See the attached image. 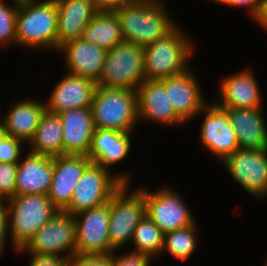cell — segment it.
Returning <instances> with one entry per match:
<instances>
[{
  "label": "cell",
  "mask_w": 267,
  "mask_h": 266,
  "mask_svg": "<svg viewBox=\"0 0 267 266\" xmlns=\"http://www.w3.org/2000/svg\"><path fill=\"white\" fill-rule=\"evenodd\" d=\"M26 151L17 163L15 195H47L52 183L53 158Z\"/></svg>",
  "instance_id": "cell-23"
},
{
  "label": "cell",
  "mask_w": 267,
  "mask_h": 266,
  "mask_svg": "<svg viewBox=\"0 0 267 266\" xmlns=\"http://www.w3.org/2000/svg\"><path fill=\"white\" fill-rule=\"evenodd\" d=\"M176 114L188 124L209 102L203 94L201 83L191 67L184 73L160 80Z\"/></svg>",
  "instance_id": "cell-16"
},
{
  "label": "cell",
  "mask_w": 267,
  "mask_h": 266,
  "mask_svg": "<svg viewBox=\"0 0 267 266\" xmlns=\"http://www.w3.org/2000/svg\"><path fill=\"white\" fill-rule=\"evenodd\" d=\"M9 235V222H8V210L4 201H0V255L6 251V242L10 239ZM3 253V254H2Z\"/></svg>",
  "instance_id": "cell-37"
},
{
  "label": "cell",
  "mask_w": 267,
  "mask_h": 266,
  "mask_svg": "<svg viewBox=\"0 0 267 266\" xmlns=\"http://www.w3.org/2000/svg\"><path fill=\"white\" fill-rule=\"evenodd\" d=\"M167 8L164 0H149L115 9L124 42L145 47L167 35L178 25Z\"/></svg>",
  "instance_id": "cell-2"
},
{
  "label": "cell",
  "mask_w": 267,
  "mask_h": 266,
  "mask_svg": "<svg viewBox=\"0 0 267 266\" xmlns=\"http://www.w3.org/2000/svg\"><path fill=\"white\" fill-rule=\"evenodd\" d=\"M90 164L88 156L85 155L53 157L52 183L47 195L59 211H63L70 204L73 190Z\"/></svg>",
  "instance_id": "cell-17"
},
{
  "label": "cell",
  "mask_w": 267,
  "mask_h": 266,
  "mask_svg": "<svg viewBox=\"0 0 267 266\" xmlns=\"http://www.w3.org/2000/svg\"><path fill=\"white\" fill-rule=\"evenodd\" d=\"M138 122H150L165 127L186 123L176 114L168 92L160 80H144L137 89Z\"/></svg>",
  "instance_id": "cell-15"
},
{
  "label": "cell",
  "mask_w": 267,
  "mask_h": 266,
  "mask_svg": "<svg viewBox=\"0 0 267 266\" xmlns=\"http://www.w3.org/2000/svg\"><path fill=\"white\" fill-rule=\"evenodd\" d=\"M95 129L136 132L137 91L97 86L91 104Z\"/></svg>",
  "instance_id": "cell-5"
},
{
  "label": "cell",
  "mask_w": 267,
  "mask_h": 266,
  "mask_svg": "<svg viewBox=\"0 0 267 266\" xmlns=\"http://www.w3.org/2000/svg\"><path fill=\"white\" fill-rule=\"evenodd\" d=\"M69 266H111L110 255H75Z\"/></svg>",
  "instance_id": "cell-34"
},
{
  "label": "cell",
  "mask_w": 267,
  "mask_h": 266,
  "mask_svg": "<svg viewBox=\"0 0 267 266\" xmlns=\"http://www.w3.org/2000/svg\"><path fill=\"white\" fill-rule=\"evenodd\" d=\"M197 221L187 227L164 234L161 255L168 253L172 258L182 262L188 261L199 248V225ZM164 252V253H163Z\"/></svg>",
  "instance_id": "cell-28"
},
{
  "label": "cell",
  "mask_w": 267,
  "mask_h": 266,
  "mask_svg": "<svg viewBox=\"0 0 267 266\" xmlns=\"http://www.w3.org/2000/svg\"><path fill=\"white\" fill-rule=\"evenodd\" d=\"M26 146L24 141L8 135L0 145V163H18L27 149Z\"/></svg>",
  "instance_id": "cell-33"
},
{
  "label": "cell",
  "mask_w": 267,
  "mask_h": 266,
  "mask_svg": "<svg viewBox=\"0 0 267 266\" xmlns=\"http://www.w3.org/2000/svg\"><path fill=\"white\" fill-rule=\"evenodd\" d=\"M263 0H227L223 6L230 8H246L248 10V17L250 16L253 21L257 19L262 8Z\"/></svg>",
  "instance_id": "cell-35"
},
{
  "label": "cell",
  "mask_w": 267,
  "mask_h": 266,
  "mask_svg": "<svg viewBox=\"0 0 267 266\" xmlns=\"http://www.w3.org/2000/svg\"><path fill=\"white\" fill-rule=\"evenodd\" d=\"M144 80V48L123 41L107 51L97 86L137 91Z\"/></svg>",
  "instance_id": "cell-7"
},
{
  "label": "cell",
  "mask_w": 267,
  "mask_h": 266,
  "mask_svg": "<svg viewBox=\"0 0 267 266\" xmlns=\"http://www.w3.org/2000/svg\"><path fill=\"white\" fill-rule=\"evenodd\" d=\"M97 83L91 79L65 73L51 88L45 101L49 112L60 114L74 108L91 107Z\"/></svg>",
  "instance_id": "cell-18"
},
{
  "label": "cell",
  "mask_w": 267,
  "mask_h": 266,
  "mask_svg": "<svg viewBox=\"0 0 267 266\" xmlns=\"http://www.w3.org/2000/svg\"><path fill=\"white\" fill-rule=\"evenodd\" d=\"M210 1H213L214 3L216 2V4H221L223 5L227 0H210Z\"/></svg>",
  "instance_id": "cell-42"
},
{
  "label": "cell",
  "mask_w": 267,
  "mask_h": 266,
  "mask_svg": "<svg viewBox=\"0 0 267 266\" xmlns=\"http://www.w3.org/2000/svg\"><path fill=\"white\" fill-rule=\"evenodd\" d=\"M216 95L212 101L220 108L252 109L264 107V98L253 68L242 70L220 78Z\"/></svg>",
  "instance_id": "cell-14"
},
{
  "label": "cell",
  "mask_w": 267,
  "mask_h": 266,
  "mask_svg": "<svg viewBox=\"0 0 267 266\" xmlns=\"http://www.w3.org/2000/svg\"><path fill=\"white\" fill-rule=\"evenodd\" d=\"M145 198L146 215L163 232H173L196 222L181 193L163 184L151 192L147 186L137 188Z\"/></svg>",
  "instance_id": "cell-9"
},
{
  "label": "cell",
  "mask_w": 267,
  "mask_h": 266,
  "mask_svg": "<svg viewBox=\"0 0 267 266\" xmlns=\"http://www.w3.org/2000/svg\"><path fill=\"white\" fill-rule=\"evenodd\" d=\"M130 187L124 184L110 199L111 253L131 243L135 228L146 215L144 195L137 188L129 190Z\"/></svg>",
  "instance_id": "cell-8"
},
{
  "label": "cell",
  "mask_w": 267,
  "mask_h": 266,
  "mask_svg": "<svg viewBox=\"0 0 267 266\" xmlns=\"http://www.w3.org/2000/svg\"><path fill=\"white\" fill-rule=\"evenodd\" d=\"M58 53L63 56L67 73L98 82L107 55L105 49L79 38L64 43Z\"/></svg>",
  "instance_id": "cell-19"
},
{
  "label": "cell",
  "mask_w": 267,
  "mask_h": 266,
  "mask_svg": "<svg viewBox=\"0 0 267 266\" xmlns=\"http://www.w3.org/2000/svg\"><path fill=\"white\" fill-rule=\"evenodd\" d=\"M221 164L249 196L267 199V149L239 148Z\"/></svg>",
  "instance_id": "cell-11"
},
{
  "label": "cell",
  "mask_w": 267,
  "mask_h": 266,
  "mask_svg": "<svg viewBox=\"0 0 267 266\" xmlns=\"http://www.w3.org/2000/svg\"><path fill=\"white\" fill-rule=\"evenodd\" d=\"M202 116L204 119L200 124L199 143L210 152L209 155L217 158V162L219 160L222 163L239 149L227 111L211 100L196 115L197 118Z\"/></svg>",
  "instance_id": "cell-12"
},
{
  "label": "cell",
  "mask_w": 267,
  "mask_h": 266,
  "mask_svg": "<svg viewBox=\"0 0 267 266\" xmlns=\"http://www.w3.org/2000/svg\"><path fill=\"white\" fill-rule=\"evenodd\" d=\"M73 216L76 221V255H110V201Z\"/></svg>",
  "instance_id": "cell-13"
},
{
  "label": "cell",
  "mask_w": 267,
  "mask_h": 266,
  "mask_svg": "<svg viewBox=\"0 0 267 266\" xmlns=\"http://www.w3.org/2000/svg\"><path fill=\"white\" fill-rule=\"evenodd\" d=\"M14 1H17V2H22V1H27V0H14Z\"/></svg>",
  "instance_id": "cell-43"
},
{
  "label": "cell",
  "mask_w": 267,
  "mask_h": 266,
  "mask_svg": "<svg viewBox=\"0 0 267 266\" xmlns=\"http://www.w3.org/2000/svg\"><path fill=\"white\" fill-rule=\"evenodd\" d=\"M121 250H116L111 253V266H151L153 257L140 252H134L130 250L124 251L121 254ZM119 253V254H118Z\"/></svg>",
  "instance_id": "cell-32"
},
{
  "label": "cell",
  "mask_w": 267,
  "mask_h": 266,
  "mask_svg": "<svg viewBox=\"0 0 267 266\" xmlns=\"http://www.w3.org/2000/svg\"><path fill=\"white\" fill-rule=\"evenodd\" d=\"M98 11L115 10V0H91Z\"/></svg>",
  "instance_id": "cell-38"
},
{
  "label": "cell",
  "mask_w": 267,
  "mask_h": 266,
  "mask_svg": "<svg viewBox=\"0 0 267 266\" xmlns=\"http://www.w3.org/2000/svg\"><path fill=\"white\" fill-rule=\"evenodd\" d=\"M195 47L192 37L189 38L180 25L143 47L145 80H161L184 73L191 68Z\"/></svg>",
  "instance_id": "cell-1"
},
{
  "label": "cell",
  "mask_w": 267,
  "mask_h": 266,
  "mask_svg": "<svg viewBox=\"0 0 267 266\" xmlns=\"http://www.w3.org/2000/svg\"><path fill=\"white\" fill-rule=\"evenodd\" d=\"M35 255H55L72 259L76 255V221L74 216L58 211L17 252Z\"/></svg>",
  "instance_id": "cell-10"
},
{
  "label": "cell",
  "mask_w": 267,
  "mask_h": 266,
  "mask_svg": "<svg viewBox=\"0 0 267 266\" xmlns=\"http://www.w3.org/2000/svg\"><path fill=\"white\" fill-rule=\"evenodd\" d=\"M58 7L56 0L19 2L16 18V46L57 52Z\"/></svg>",
  "instance_id": "cell-3"
},
{
  "label": "cell",
  "mask_w": 267,
  "mask_h": 266,
  "mask_svg": "<svg viewBox=\"0 0 267 266\" xmlns=\"http://www.w3.org/2000/svg\"><path fill=\"white\" fill-rule=\"evenodd\" d=\"M8 136L7 132L4 130L2 123L0 122V145L2 141Z\"/></svg>",
  "instance_id": "cell-41"
},
{
  "label": "cell",
  "mask_w": 267,
  "mask_h": 266,
  "mask_svg": "<svg viewBox=\"0 0 267 266\" xmlns=\"http://www.w3.org/2000/svg\"><path fill=\"white\" fill-rule=\"evenodd\" d=\"M63 129L60 115L45 110L42 114L39 125L34 136L27 144L30 152L58 157L63 155Z\"/></svg>",
  "instance_id": "cell-26"
},
{
  "label": "cell",
  "mask_w": 267,
  "mask_h": 266,
  "mask_svg": "<svg viewBox=\"0 0 267 266\" xmlns=\"http://www.w3.org/2000/svg\"><path fill=\"white\" fill-rule=\"evenodd\" d=\"M264 32H267V4H262L259 16L254 21Z\"/></svg>",
  "instance_id": "cell-39"
},
{
  "label": "cell",
  "mask_w": 267,
  "mask_h": 266,
  "mask_svg": "<svg viewBox=\"0 0 267 266\" xmlns=\"http://www.w3.org/2000/svg\"><path fill=\"white\" fill-rule=\"evenodd\" d=\"M131 173L121 170L114 173L90 164L76 184L70 204L63 211L75 215L107 203L124 184H132Z\"/></svg>",
  "instance_id": "cell-6"
},
{
  "label": "cell",
  "mask_w": 267,
  "mask_h": 266,
  "mask_svg": "<svg viewBox=\"0 0 267 266\" xmlns=\"http://www.w3.org/2000/svg\"><path fill=\"white\" fill-rule=\"evenodd\" d=\"M266 257H267V256H266ZM264 262H265V263H264V264H265L264 266H267V258H266V260H265Z\"/></svg>",
  "instance_id": "cell-44"
},
{
  "label": "cell",
  "mask_w": 267,
  "mask_h": 266,
  "mask_svg": "<svg viewBox=\"0 0 267 266\" xmlns=\"http://www.w3.org/2000/svg\"><path fill=\"white\" fill-rule=\"evenodd\" d=\"M28 266H69L70 259L55 255L29 254Z\"/></svg>",
  "instance_id": "cell-36"
},
{
  "label": "cell",
  "mask_w": 267,
  "mask_h": 266,
  "mask_svg": "<svg viewBox=\"0 0 267 266\" xmlns=\"http://www.w3.org/2000/svg\"><path fill=\"white\" fill-rule=\"evenodd\" d=\"M34 97H24L20 100L12 101L6 108V113L1 116L0 122L9 136L24 141L26 144L34 136L35 130L39 125L40 118L45 108V101ZM8 109V110H7Z\"/></svg>",
  "instance_id": "cell-21"
},
{
  "label": "cell",
  "mask_w": 267,
  "mask_h": 266,
  "mask_svg": "<svg viewBox=\"0 0 267 266\" xmlns=\"http://www.w3.org/2000/svg\"><path fill=\"white\" fill-rule=\"evenodd\" d=\"M133 133L135 132L95 129L88 153L91 164L112 171L114 165L124 163L132 151V141L135 137Z\"/></svg>",
  "instance_id": "cell-20"
},
{
  "label": "cell",
  "mask_w": 267,
  "mask_h": 266,
  "mask_svg": "<svg viewBox=\"0 0 267 266\" xmlns=\"http://www.w3.org/2000/svg\"><path fill=\"white\" fill-rule=\"evenodd\" d=\"M263 4H267V0H263Z\"/></svg>",
  "instance_id": "cell-45"
},
{
  "label": "cell",
  "mask_w": 267,
  "mask_h": 266,
  "mask_svg": "<svg viewBox=\"0 0 267 266\" xmlns=\"http://www.w3.org/2000/svg\"><path fill=\"white\" fill-rule=\"evenodd\" d=\"M17 170V163H0V201L15 196Z\"/></svg>",
  "instance_id": "cell-31"
},
{
  "label": "cell",
  "mask_w": 267,
  "mask_h": 266,
  "mask_svg": "<svg viewBox=\"0 0 267 266\" xmlns=\"http://www.w3.org/2000/svg\"><path fill=\"white\" fill-rule=\"evenodd\" d=\"M163 239V232L145 215L134 230L130 243L134 247L131 251L148 254L154 259L158 258L161 256Z\"/></svg>",
  "instance_id": "cell-29"
},
{
  "label": "cell",
  "mask_w": 267,
  "mask_h": 266,
  "mask_svg": "<svg viewBox=\"0 0 267 266\" xmlns=\"http://www.w3.org/2000/svg\"><path fill=\"white\" fill-rule=\"evenodd\" d=\"M8 210L10 246L17 253L33 238L34 234L54 215L58 209L48 195H15L5 202Z\"/></svg>",
  "instance_id": "cell-4"
},
{
  "label": "cell",
  "mask_w": 267,
  "mask_h": 266,
  "mask_svg": "<svg viewBox=\"0 0 267 266\" xmlns=\"http://www.w3.org/2000/svg\"><path fill=\"white\" fill-rule=\"evenodd\" d=\"M58 7L57 51L64 43L79 39L98 11L91 0H56Z\"/></svg>",
  "instance_id": "cell-25"
},
{
  "label": "cell",
  "mask_w": 267,
  "mask_h": 266,
  "mask_svg": "<svg viewBox=\"0 0 267 266\" xmlns=\"http://www.w3.org/2000/svg\"><path fill=\"white\" fill-rule=\"evenodd\" d=\"M19 2L0 0V48L16 46V18Z\"/></svg>",
  "instance_id": "cell-30"
},
{
  "label": "cell",
  "mask_w": 267,
  "mask_h": 266,
  "mask_svg": "<svg viewBox=\"0 0 267 266\" xmlns=\"http://www.w3.org/2000/svg\"><path fill=\"white\" fill-rule=\"evenodd\" d=\"M81 38L106 51L123 42L121 23L117 12L115 10L97 11L83 31Z\"/></svg>",
  "instance_id": "cell-27"
},
{
  "label": "cell",
  "mask_w": 267,
  "mask_h": 266,
  "mask_svg": "<svg viewBox=\"0 0 267 266\" xmlns=\"http://www.w3.org/2000/svg\"><path fill=\"white\" fill-rule=\"evenodd\" d=\"M262 108H223L227 111L239 148L267 149V122Z\"/></svg>",
  "instance_id": "cell-24"
},
{
  "label": "cell",
  "mask_w": 267,
  "mask_h": 266,
  "mask_svg": "<svg viewBox=\"0 0 267 266\" xmlns=\"http://www.w3.org/2000/svg\"><path fill=\"white\" fill-rule=\"evenodd\" d=\"M149 0H115V9L123 5H137Z\"/></svg>",
  "instance_id": "cell-40"
},
{
  "label": "cell",
  "mask_w": 267,
  "mask_h": 266,
  "mask_svg": "<svg viewBox=\"0 0 267 266\" xmlns=\"http://www.w3.org/2000/svg\"><path fill=\"white\" fill-rule=\"evenodd\" d=\"M59 115L63 129V155L88 156L95 131L91 107L69 109Z\"/></svg>",
  "instance_id": "cell-22"
}]
</instances>
